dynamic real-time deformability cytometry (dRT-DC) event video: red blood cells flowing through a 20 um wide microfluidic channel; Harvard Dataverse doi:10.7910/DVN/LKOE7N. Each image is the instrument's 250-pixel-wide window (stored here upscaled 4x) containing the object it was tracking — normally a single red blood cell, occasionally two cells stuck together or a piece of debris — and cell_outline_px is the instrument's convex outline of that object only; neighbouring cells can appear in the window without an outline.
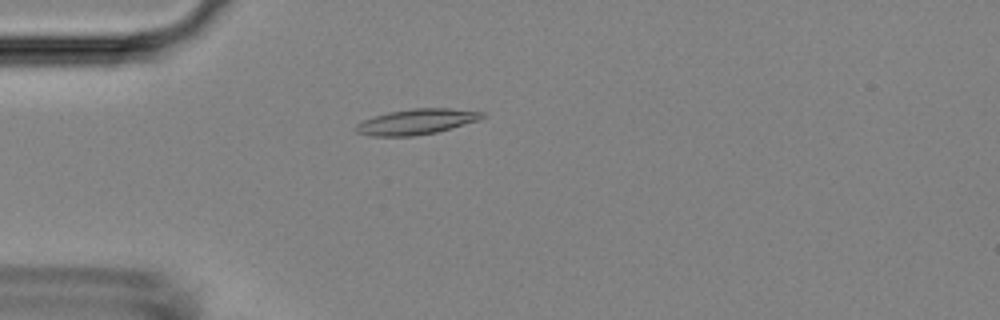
{"species": "Egyptian fruit bat (a non-hibernating species)", "species_latin": "Rousettus aegyptiacus", "temperature_condition": "room temperature", "stored_images_in_passage": 5, "camera_frame_rate_fps": 3000, "um_per_image_px": 0.085, "animal": {"sex": "female"}, "frame": {"image": 1, "passage_image": 4, "time_ms": 3.333, "image_size_px": [1000, 320], "cell_outline_px": [[484, 116], [480, 120], [436, 132], [412, 136], [372, 136], [356, 132], [352, 128], [356, 124], [364, 120], [388, 112], [412, 108], [448, 108], [484, 112]], "centroid_in_image_um": [35.38, 10.34], "position_along_channel_um": 49.6, "area_um2": 18.67}}